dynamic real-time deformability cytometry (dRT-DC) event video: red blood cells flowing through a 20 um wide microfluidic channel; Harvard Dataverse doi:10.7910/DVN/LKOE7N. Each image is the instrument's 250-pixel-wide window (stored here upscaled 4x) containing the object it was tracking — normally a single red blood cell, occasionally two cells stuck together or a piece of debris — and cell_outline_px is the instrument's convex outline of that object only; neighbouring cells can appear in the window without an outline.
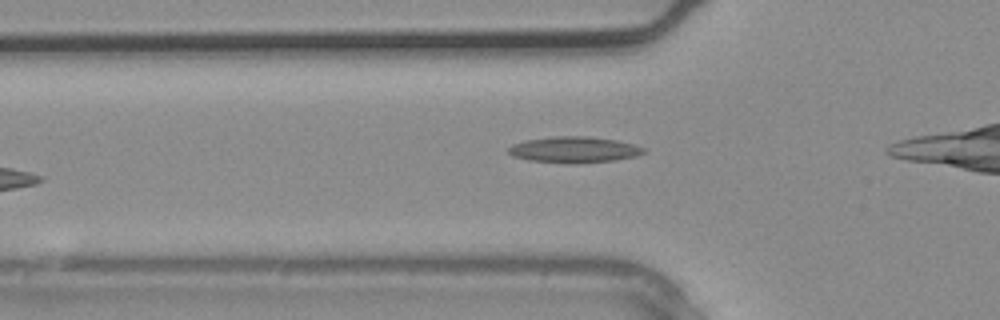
{"species": "common noctule bat (a hibernating species)", "species_latin": "Nyctalus noctula", "temperature_condition": "warm", "stored_images_in_passage": 5, "camera_frame_rate_fps": 3000, "um_per_image_px": 0.085, "animal": {"sex": "male", "body_mass_g": 20.4}, "frame": {"image": 1, "passage_image": 4, "time_ms": 1.0, "image_size_px": [1000, 320], "cell_outline_px": [[644, 152], [636, 156], [616, 160], [580, 164], [564, 164], [528, 160], [512, 156], [508, 152], [508, 148], [512, 144], [524, 140], [556, 136], [588, 136], [616, 140], [632, 144], [644, 148]], "centroid_in_image_um": [48.75, 12.74], "position_along_channel_um": 77.0, "area_um2": 20.81}}